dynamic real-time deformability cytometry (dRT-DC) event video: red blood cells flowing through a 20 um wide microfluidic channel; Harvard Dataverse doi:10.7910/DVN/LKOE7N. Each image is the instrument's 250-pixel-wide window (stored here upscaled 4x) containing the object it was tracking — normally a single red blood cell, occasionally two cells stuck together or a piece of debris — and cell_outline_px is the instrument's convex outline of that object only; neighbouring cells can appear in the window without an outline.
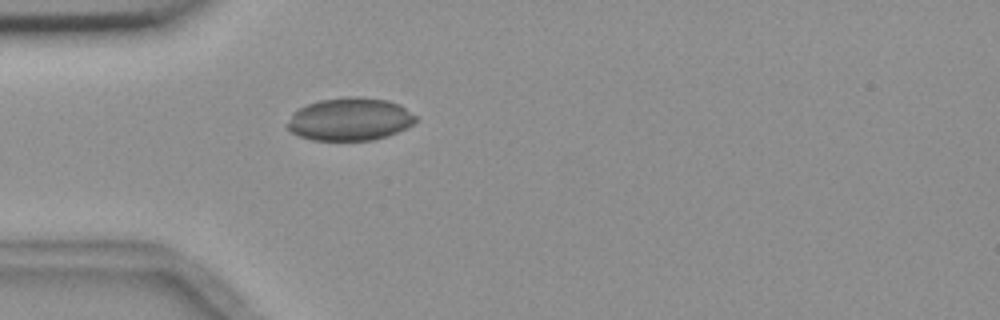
{"species": "common noctule bat (a hibernating species)", "species_latin": "Nyctalus noctula", "temperature_condition": "room temperature", "stored_images_in_passage": 1, "camera_frame_rate_fps": 3000, "um_per_image_px": 0.085, "animal": {"sex": "female", "body_mass_g": 18.4}, "frame": {"image": 1, "passage_image": 1, "time_ms": 0.0, "image_size_px": [1000, 320], "cell_outline_px": [[416, 120], [412, 124], [388, 136], [372, 140], [312, 140], [300, 136], [292, 132], [288, 128], [288, 124], [292, 112], [308, 104], [320, 100], [348, 96], [360, 96], [388, 100], [400, 104], [416, 116]], "centroid_in_image_um": [29.75, 10.12], "position_along_channel_um": 55.3, "area_um2": 31.91}}